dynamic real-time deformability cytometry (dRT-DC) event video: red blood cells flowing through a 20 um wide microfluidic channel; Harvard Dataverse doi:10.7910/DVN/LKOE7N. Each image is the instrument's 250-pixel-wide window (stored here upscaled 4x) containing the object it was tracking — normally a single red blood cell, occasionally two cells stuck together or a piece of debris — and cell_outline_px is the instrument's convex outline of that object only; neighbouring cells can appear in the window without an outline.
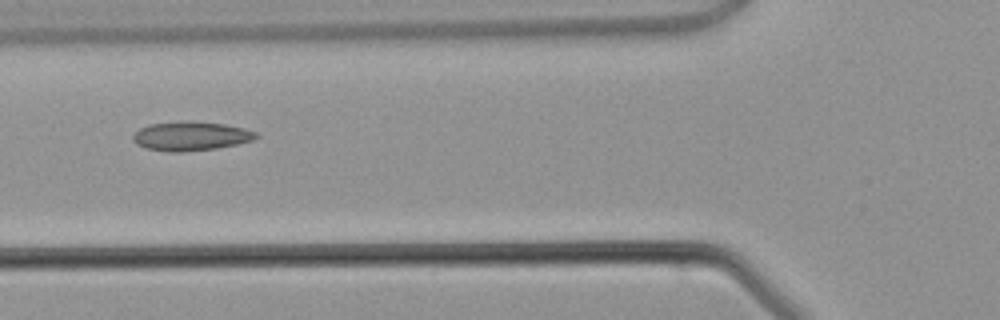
{"species": "common noctule bat (a hibernating species)", "species_latin": "Nyctalus noctula", "temperature_condition": "warm", "stored_images_in_passage": 6, "camera_frame_rate_fps": 3000, "um_per_image_px": 0.085, "animal": {"sex": "male", "body_mass_g": 21.5, "forearm_length_mm": 52.0}, "frame": {"image": 1, "passage_image": 6, "time_ms": 6.667, "image_size_px": [1000, 320], "cell_outline_px": [[260, 136], [252, 140], [236, 144], [216, 148], [180, 152], [168, 152], [148, 148], [136, 144], [132, 140], [132, 136], [140, 128], [148, 124], [224, 124], [244, 128], [256, 132]], "centroid_in_image_um": [16.22, 11.62], "position_along_channel_um": 109.6, "area_um2": 19.77}}